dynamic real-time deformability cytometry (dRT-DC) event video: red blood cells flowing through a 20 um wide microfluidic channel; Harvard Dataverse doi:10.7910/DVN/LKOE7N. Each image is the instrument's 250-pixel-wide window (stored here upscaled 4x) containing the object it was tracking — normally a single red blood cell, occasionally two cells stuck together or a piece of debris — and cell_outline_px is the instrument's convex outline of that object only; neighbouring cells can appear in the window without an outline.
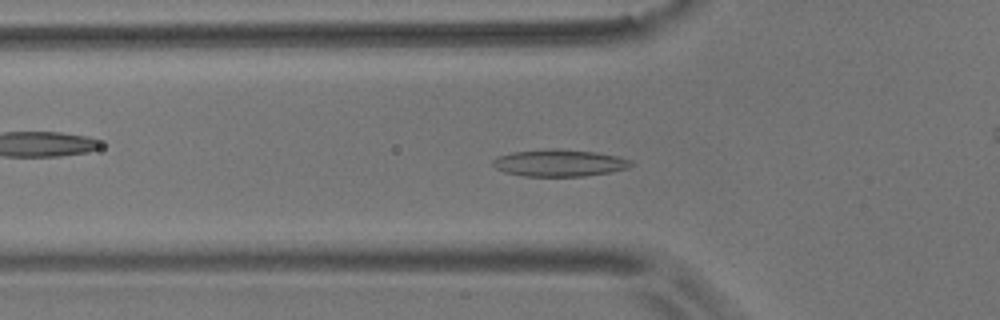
{"species": "common noctule bat (a hibernating species)", "species_latin": "Nyctalus noctula", "temperature_condition": "room temperature", "stored_images_in_passage": 52, "camera_frame_rate_fps": 3000, "um_per_image_px": 0.085, "animal": {"sex": "male", "body_mass_g": 17.9}, "frame": {"image": 1, "passage_image": 15, "time_ms": 4.667, "image_size_px": [1000, 320], "cell_outline_px": [[636, 164], [628, 168], [608, 172], [584, 176], [524, 176], [504, 172], [496, 168], [492, 164], [492, 160], [496, 156], [512, 152], [548, 148], [552, 148], [596, 152], [616, 156], [632, 160]], "centroid_in_image_um": [47.53, 13.84], "position_along_channel_um": 78.3, "area_um2": 21.85}}
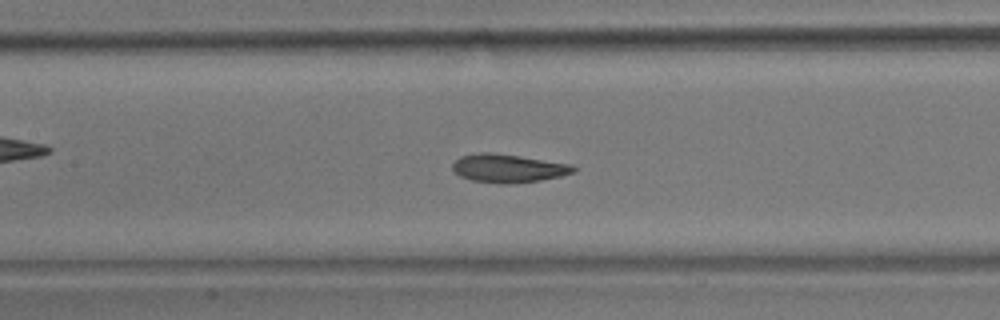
{"frame": {"image": 2, "passage_image": 22, "time_ms": 7.0, "image_size_px": [1000, 320], "cell_outline_px": [[576, 172], [560, 176], [540, 180], [516, 184], [504, 184], [472, 180], [460, 176], [452, 168], [452, 164], [460, 156], [476, 152], [492, 152], [520, 156], [572, 164], [576, 168]], "centroid_in_image_um": [43.2, 14.3], "position_along_channel_um": 164.2, "area_um2": 20.11}}
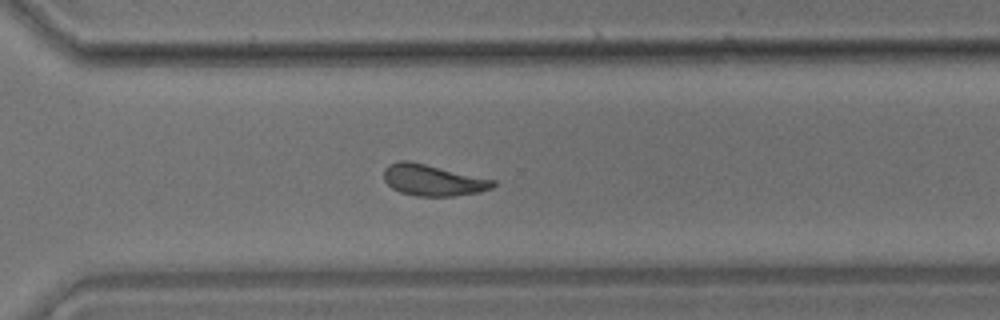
{"frame": {"image": 3, "passage_image": 36, "time_ms": 11.667, "image_size_px": [1000, 320], "cell_outline_px": [[496, 184], [492, 188], [480, 192], [456, 196], [416, 196], [400, 192], [392, 188], [384, 180], [384, 168], [388, 164], [400, 160], [408, 160], [496, 180]], "centroid_in_image_um": [36.79, 15.31], "position_along_channel_um": 333.8, "area_um2": 20.0}, "authors_computed_cell_mechanics": {"area_um2": 20.2011, "velocity_mm_per_s": 3.6463, "shape_relaxation_time_tau1_ms": 3.7404, "shape_relaxation_time_tau2_ms": 2.2661, "deformation_change_tau1": 0.1231, "deformation_change_tau2": 0.0988}}